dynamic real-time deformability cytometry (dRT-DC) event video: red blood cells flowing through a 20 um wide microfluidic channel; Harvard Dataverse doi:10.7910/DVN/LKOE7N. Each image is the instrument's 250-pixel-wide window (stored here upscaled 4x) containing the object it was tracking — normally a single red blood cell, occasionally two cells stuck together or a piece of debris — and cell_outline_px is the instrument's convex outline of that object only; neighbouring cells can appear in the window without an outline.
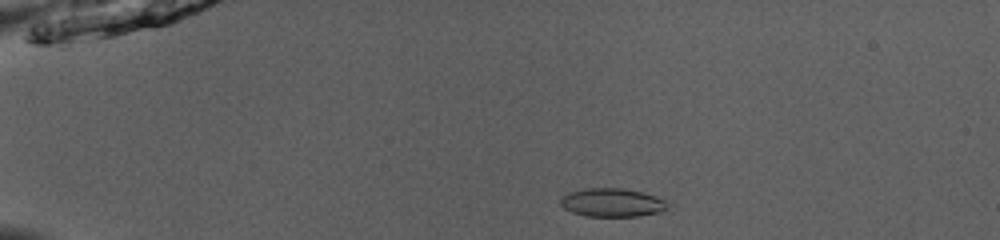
{"species": "common noctule bat (a hibernating species)", "species_latin": "Nyctalus noctula", "temperature_condition": "room temperature", "stored_images_in_passage": 41, "camera_frame_rate_fps": 3000, "um_per_image_px": 0.085, "animal": {"sex": "male", "body_mass_g": 13.0, "forearm_length_mm": 53.1}, "frame": {"image": 1, "passage_image": 1, "time_ms": 0.0, "image_size_px": [1000, 240], "cell_outline_px": [[668, 208], [660, 212], [640, 216], [588, 216], [572, 212], [564, 208], [560, 204], [560, 200], [564, 196], [572, 192], [588, 188], [624, 188], [656, 196], [664, 200], [668, 204]], "centroid_in_image_um": [52.06, 17.22], "position_along_channel_um": 32.9, "area_um2": 17.57}}
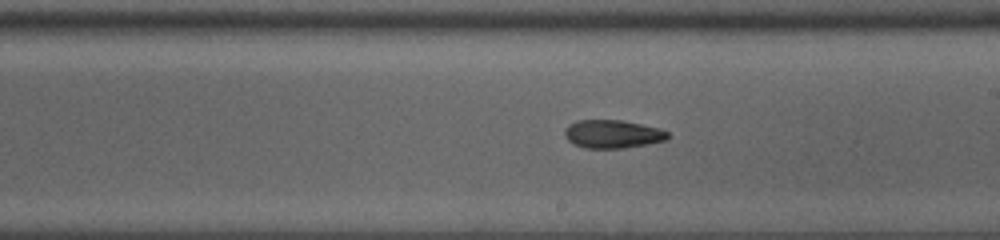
{"frame": {"image": 2, "passage_image": 21, "time_ms": 6.667, "image_size_px": [1000, 240], "cell_outline_px": [[668, 136], [664, 140], [624, 148], [584, 148], [568, 140], [564, 136], [564, 128], [568, 124], [576, 120], [620, 120], [660, 128], [668, 132]], "centroid_in_image_um": [52.01, 11.38], "position_along_channel_um": 237.0, "area_um2": 16.82}}
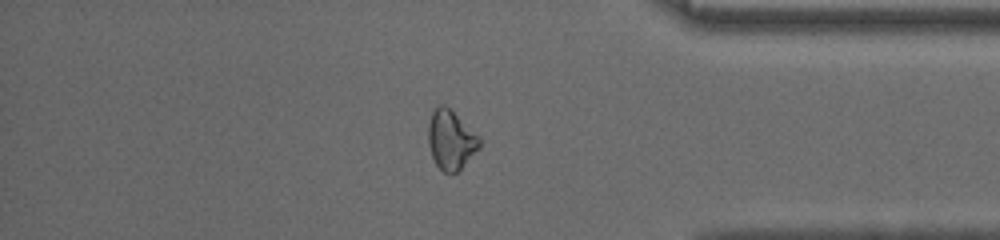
{"frame": {"image": 3, "passage_image": 34, "time_ms": 11.0, "image_size_px": [1000, 240], "cell_outline_px": [[480, 148], [456, 172], [444, 172], [436, 164], [432, 156], [428, 144], [428, 124], [432, 112], [440, 104], [444, 104], [480, 136]], "centroid_in_image_um": [38.32, 11.87], "position_along_channel_um": 396.9, "area_um2": 17.46}, "authors_computed_cell_mechanics": {"area_um2": 17.5712, "velocity_mm_per_s": 4.0128, "shape_relaxation_time_tau1_ms": 5.8001, "shape_relaxation_time_tau2_ms": 5.8213, "deformation_change_tau1": 0.1388, "deformation_change_tau2": 0.1003}}